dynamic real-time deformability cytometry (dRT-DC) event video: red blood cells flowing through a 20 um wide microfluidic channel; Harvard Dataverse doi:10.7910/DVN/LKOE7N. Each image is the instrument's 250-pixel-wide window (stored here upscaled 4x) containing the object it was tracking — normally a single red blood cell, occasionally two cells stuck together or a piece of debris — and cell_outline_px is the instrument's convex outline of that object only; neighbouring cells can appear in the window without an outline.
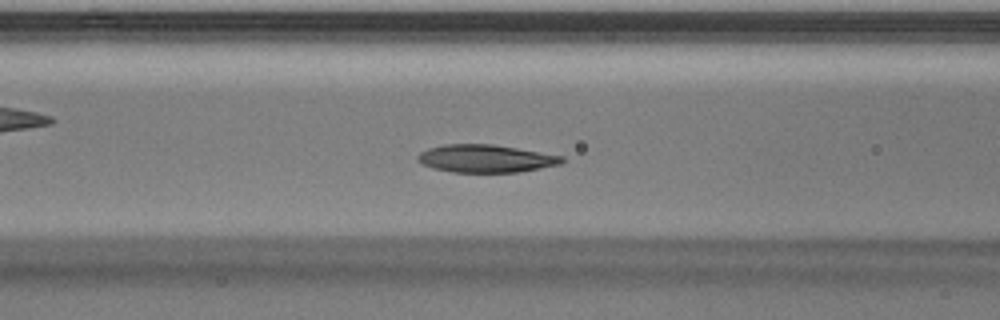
{"species": "Egyptian fruit bat (a non-hibernating species)", "species_latin": "Rousettus aegyptiacus", "temperature_condition": "warm", "stored_images_in_passage": 24, "camera_frame_rate_fps": 3000, "um_per_image_px": 0.085, "animal": {"sex": "male"}, "frame": {"image": 1, "passage_image": 4, "time_ms": 1.0, "image_size_px": [1000, 320], "cell_outline_px": [[564, 160], [560, 164], [540, 168], [516, 172], [452, 172], [432, 168], [416, 160], [416, 156], [420, 152], [428, 148], [444, 144], [492, 144], [564, 156]], "centroid_in_image_um": [41.25, 13.47], "position_along_channel_um": 125.4, "area_um2": 23.24}}
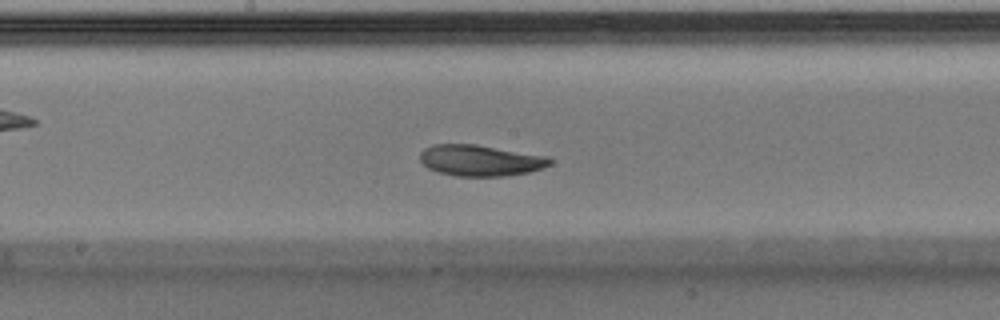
{"frame": {"image": 2, "passage_image": 9, "time_ms": 2.667, "image_size_px": [1000, 320], "cell_outline_px": [[552, 164], [544, 168], [528, 172], [504, 176], [456, 176], [440, 172], [428, 168], [420, 160], [420, 152], [424, 148], [432, 144], [476, 144], [548, 156], [552, 160]], "centroid_in_image_um": [40.84, 13.63], "position_along_channel_um": 207.4, "area_um2": 23.64}}
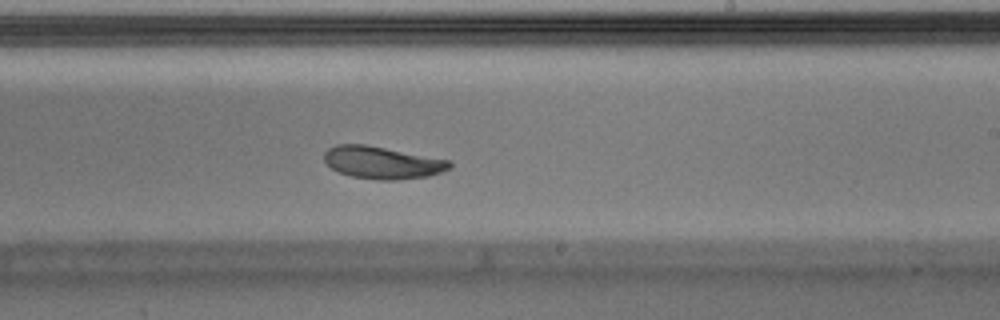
{"frame": {"image": 3, "passage_image": 12, "time_ms": 3.667, "image_size_px": [1000, 320], "cell_outline_px": [[452, 168], [428, 176], [392, 180], [380, 180], [352, 176], [340, 172], [332, 168], [324, 160], [324, 152], [328, 148], [336, 144], [364, 144], [452, 160]], "centroid_in_image_um": [32.51, 13.81], "position_along_channel_um": 256.5, "area_um2": 23.58}}